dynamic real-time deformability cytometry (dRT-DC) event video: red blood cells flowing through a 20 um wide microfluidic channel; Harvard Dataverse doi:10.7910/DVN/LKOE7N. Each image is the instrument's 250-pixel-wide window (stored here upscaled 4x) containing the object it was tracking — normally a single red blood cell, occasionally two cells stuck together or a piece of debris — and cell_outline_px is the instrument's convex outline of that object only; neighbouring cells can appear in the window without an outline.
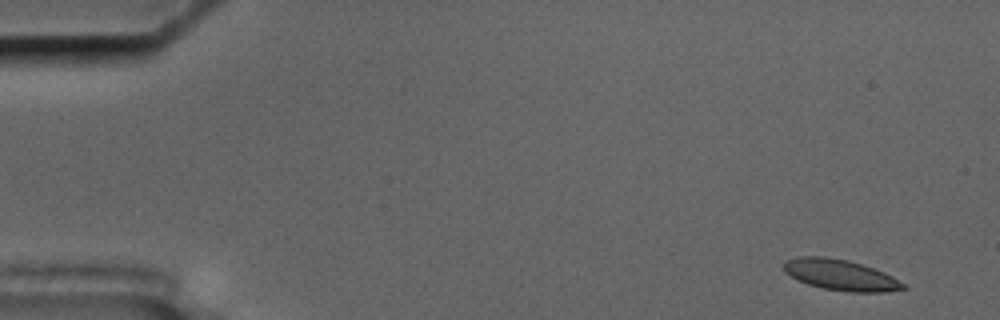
{"species": "common noctule bat (a hibernating species)", "species_latin": "Nyctalus noctula", "temperature_condition": "cold", "stored_images_in_passage": 44, "camera_frame_rate_fps": 3000, "um_per_image_px": 0.085, "animal": {"sex": "male", "body_mass_g": 17.5, "forearm_length_mm": 52.3}, "frame": {"image": 1, "passage_image": 3, "time_ms": 0.667, "image_size_px": [1000, 320], "cell_outline_px": [[908, 288], [884, 292], [852, 292], [824, 288], [808, 284], [784, 272], [784, 260], [796, 256], [824, 256], [848, 260], [884, 272], [908, 284]], "centroid_in_image_um": [71.47, 23.36], "position_along_channel_um": 13.5, "area_um2": 21.44}}
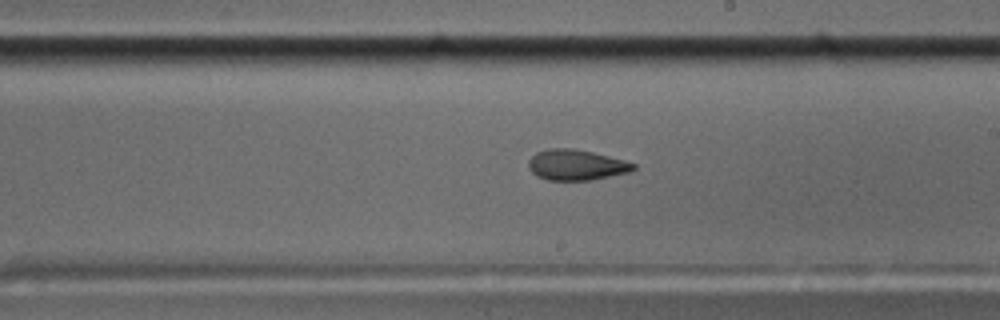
{"frame": {"image": 2, "passage_image": 20, "time_ms": 6.333, "image_size_px": [1000, 320], "cell_outline_px": [[636, 168], [628, 172], [592, 180], [548, 180], [536, 176], [528, 168], [528, 160], [536, 152], [548, 148], [572, 148], [592, 152], [624, 160], [636, 164]], "centroid_in_image_um": [48.95, 14.01], "position_along_channel_um": 240.1, "area_um2": 18.73}}
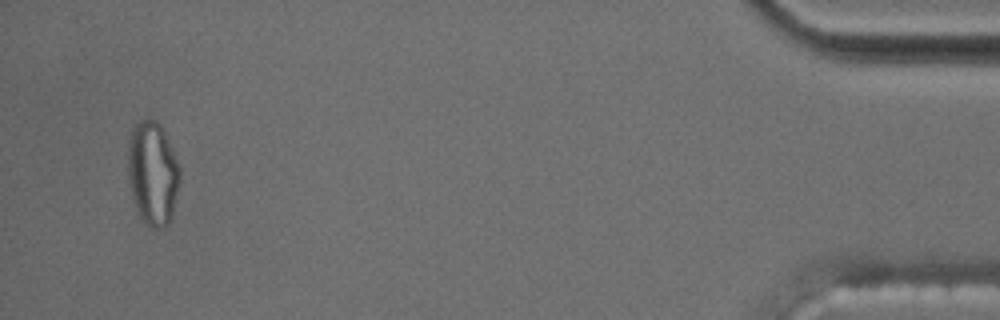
{"frame": {"image": 3, "passage_image": 42, "time_ms": 13.667, "image_size_px": [1000, 320], "cell_outline_px": [[180, 180], [172, 216], [168, 224], [156, 228], [152, 228], [136, 212], [128, 184], [128, 140], [132, 124], [148, 116], [156, 120], [164, 128], [180, 168]], "centroid_in_image_um": [12.96, 14.65], "position_along_channel_um": 422.2, "area_um2": 32.08}, "authors_computed_cell_mechanics": {"area_um2": 20.0855, "velocity_mm_per_s": 3.5459, "shape_relaxation_time_tau1_ms": null, "shape_relaxation_time_tau2_ms": 2.5832, "deformation_change_tau1": null, "deformation_change_tau2": 0.0907}}